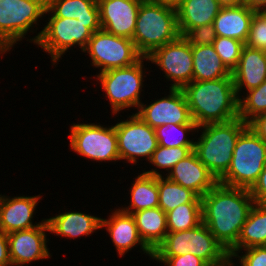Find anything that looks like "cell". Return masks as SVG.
I'll return each mask as SVG.
<instances>
[{
  "label": "cell",
  "mask_w": 266,
  "mask_h": 266,
  "mask_svg": "<svg viewBox=\"0 0 266 266\" xmlns=\"http://www.w3.org/2000/svg\"><path fill=\"white\" fill-rule=\"evenodd\" d=\"M202 222L229 251L239 238L249 211L254 205L250 191L217 183L201 197Z\"/></svg>",
  "instance_id": "6da1fadb"
},
{
  "label": "cell",
  "mask_w": 266,
  "mask_h": 266,
  "mask_svg": "<svg viewBox=\"0 0 266 266\" xmlns=\"http://www.w3.org/2000/svg\"><path fill=\"white\" fill-rule=\"evenodd\" d=\"M192 120L202 126L224 123L239 117V98L233 77L192 81L181 89Z\"/></svg>",
  "instance_id": "7a4b0ae2"
},
{
  "label": "cell",
  "mask_w": 266,
  "mask_h": 266,
  "mask_svg": "<svg viewBox=\"0 0 266 266\" xmlns=\"http://www.w3.org/2000/svg\"><path fill=\"white\" fill-rule=\"evenodd\" d=\"M248 127L241 118L199 126L201 135L195 141L194 151L199 160L219 181L231 165L233 151L240 134ZM199 129V130H198Z\"/></svg>",
  "instance_id": "3957f363"
},
{
  "label": "cell",
  "mask_w": 266,
  "mask_h": 266,
  "mask_svg": "<svg viewBox=\"0 0 266 266\" xmlns=\"http://www.w3.org/2000/svg\"><path fill=\"white\" fill-rule=\"evenodd\" d=\"M180 36L175 6L163 1L141 2L132 40L143 57Z\"/></svg>",
  "instance_id": "277c9868"
},
{
  "label": "cell",
  "mask_w": 266,
  "mask_h": 266,
  "mask_svg": "<svg viewBox=\"0 0 266 266\" xmlns=\"http://www.w3.org/2000/svg\"><path fill=\"white\" fill-rule=\"evenodd\" d=\"M186 253L199 257L208 266H231L229 252L203 222L185 231L168 232L152 257H174Z\"/></svg>",
  "instance_id": "5b68a950"
},
{
  "label": "cell",
  "mask_w": 266,
  "mask_h": 266,
  "mask_svg": "<svg viewBox=\"0 0 266 266\" xmlns=\"http://www.w3.org/2000/svg\"><path fill=\"white\" fill-rule=\"evenodd\" d=\"M50 16L47 25L29 42L41 47L51 57L52 65L59 62L62 55L75 45L81 52L87 47L88 41L95 31L101 29L100 22H81L75 18L55 17L47 8L45 15Z\"/></svg>",
  "instance_id": "8992f818"
},
{
  "label": "cell",
  "mask_w": 266,
  "mask_h": 266,
  "mask_svg": "<svg viewBox=\"0 0 266 266\" xmlns=\"http://www.w3.org/2000/svg\"><path fill=\"white\" fill-rule=\"evenodd\" d=\"M266 164V143L248 126L238 137L232 161L218 183L250 190Z\"/></svg>",
  "instance_id": "52a82bcc"
},
{
  "label": "cell",
  "mask_w": 266,
  "mask_h": 266,
  "mask_svg": "<svg viewBox=\"0 0 266 266\" xmlns=\"http://www.w3.org/2000/svg\"><path fill=\"white\" fill-rule=\"evenodd\" d=\"M147 57H142L134 65L124 68H114L96 74V81L100 82L105 97L110 102L113 115L119 114L126 108L138 109L141 102L142 87H144L145 67L144 61ZM144 74V75H143Z\"/></svg>",
  "instance_id": "ba28073f"
},
{
  "label": "cell",
  "mask_w": 266,
  "mask_h": 266,
  "mask_svg": "<svg viewBox=\"0 0 266 266\" xmlns=\"http://www.w3.org/2000/svg\"><path fill=\"white\" fill-rule=\"evenodd\" d=\"M47 8V0H0V53L6 54L33 32ZM35 25V26H34ZM33 30V31H32Z\"/></svg>",
  "instance_id": "9c48e42d"
},
{
  "label": "cell",
  "mask_w": 266,
  "mask_h": 266,
  "mask_svg": "<svg viewBox=\"0 0 266 266\" xmlns=\"http://www.w3.org/2000/svg\"><path fill=\"white\" fill-rule=\"evenodd\" d=\"M70 148L85 158L99 162L119 161L115 125L75 123L70 126Z\"/></svg>",
  "instance_id": "30bf717a"
},
{
  "label": "cell",
  "mask_w": 266,
  "mask_h": 266,
  "mask_svg": "<svg viewBox=\"0 0 266 266\" xmlns=\"http://www.w3.org/2000/svg\"><path fill=\"white\" fill-rule=\"evenodd\" d=\"M83 52L88 53L92 66L100 68L99 73L134 65L143 57L132 39L116 36L103 29L93 33Z\"/></svg>",
  "instance_id": "8fae6325"
},
{
  "label": "cell",
  "mask_w": 266,
  "mask_h": 266,
  "mask_svg": "<svg viewBox=\"0 0 266 266\" xmlns=\"http://www.w3.org/2000/svg\"><path fill=\"white\" fill-rule=\"evenodd\" d=\"M115 130L120 160L134 165L139 158L149 162L158 147L154 128L133 113L128 119L116 123Z\"/></svg>",
  "instance_id": "7c38bea8"
},
{
  "label": "cell",
  "mask_w": 266,
  "mask_h": 266,
  "mask_svg": "<svg viewBox=\"0 0 266 266\" xmlns=\"http://www.w3.org/2000/svg\"><path fill=\"white\" fill-rule=\"evenodd\" d=\"M146 61L164 71V77L171 82L169 89H182L193 81L192 46L183 36L155 49Z\"/></svg>",
  "instance_id": "4fadbf2b"
},
{
  "label": "cell",
  "mask_w": 266,
  "mask_h": 266,
  "mask_svg": "<svg viewBox=\"0 0 266 266\" xmlns=\"http://www.w3.org/2000/svg\"><path fill=\"white\" fill-rule=\"evenodd\" d=\"M169 94L147 105H139L136 115L156 129L165 124H196L189 111L185 95L181 89H169ZM146 105V106H145Z\"/></svg>",
  "instance_id": "5bb4252c"
},
{
  "label": "cell",
  "mask_w": 266,
  "mask_h": 266,
  "mask_svg": "<svg viewBox=\"0 0 266 266\" xmlns=\"http://www.w3.org/2000/svg\"><path fill=\"white\" fill-rule=\"evenodd\" d=\"M49 232L47 220L40 226L7 234L9 256L12 266H28L31 262L50 258L46 232Z\"/></svg>",
  "instance_id": "9a60e30c"
},
{
  "label": "cell",
  "mask_w": 266,
  "mask_h": 266,
  "mask_svg": "<svg viewBox=\"0 0 266 266\" xmlns=\"http://www.w3.org/2000/svg\"><path fill=\"white\" fill-rule=\"evenodd\" d=\"M141 0H97L101 29L132 39Z\"/></svg>",
  "instance_id": "2e32d148"
},
{
  "label": "cell",
  "mask_w": 266,
  "mask_h": 266,
  "mask_svg": "<svg viewBox=\"0 0 266 266\" xmlns=\"http://www.w3.org/2000/svg\"><path fill=\"white\" fill-rule=\"evenodd\" d=\"M41 197L42 195L9 197L0 194V231L8 234L40 226L44 220L35 224L32 220Z\"/></svg>",
  "instance_id": "e0dca14e"
},
{
  "label": "cell",
  "mask_w": 266,
  "mask_h": 266,
  "mask_svg": "<svg viewBox=\"0 0 266 266\" xmlns=\"http://www.w3.org/2000/svg\"><path fill=\"white\" fill-rule=\"evenodd\" d=\"M104 227L109 233L119 257L140 245V250L152 259L153 251L141 239L132 214L116 208L108 219L101 218V228Z\"/></svg>",
  "instance_id": "ac0fdd59"
},
{
  "label": "cell",
  "mask_w": 266,
  "mask_h": 266,
  "mask_svg": "<svg viewBox=\"0 0 266 266\" xmlns=\"http://www.w3.org/2000/svg\"><path fill=\"white\" fill-rule=\"evenodd\" d=\"M165 175L171 181L195 192L199 197L204 196L218 183L194 150Z\"/></svg>",
  "instance_id": "d6986e66"
},
{
  "label": "cell",
  "mask_w": 266,
  "mask_h": 266,
  "mask_svg": "<svg viewBox=\"0 0 266 266\" xmlns=\"http://www.w3.org/2000/svg\"><path fill=\"white\" fill-rule=\"evenodd\" d=\"M231 74L237 97L240 98L244 89L247 92L266 80V52L244 45L239 63Z\"/></svg>",
  "instance_id": "ffe728a7"
},
{
  "label": "cell",
  "mask_w": 266,
  "mask_h": 266,
  "mask_svg": "<svg viewBox=\"0 0 266 266\" xmlns=\"http://www.w3.org/2000/svg\"><path fill=\"white\" fill-rule=\"evenodd\" d=\"M49 232L56 236L76 239L89 236L101 228V217H96L83 212L69 211L58 213L55 217L47 218Z\"/></svg>",
  "instance_id": "44dd1931"
},
{
  "label": "cell",
  "mask_w": 266,
  "mask_h": 266,
  "mask_svg": "<svg viewBox=\"0 0 266 266\" xmlns=\"http://www.w3.org/2000/svg\"><path fill=\"white\" fill-rule=\"evenodd\" d=\"M254 12L243 4L221 7L213 22L216 35L233 38L245 44Z\"/></svg>",
  "instance_id": "7402d4cb"
},
{
  "label": "cell",
  "mask_w": 266,
  "mask_h": 266,
  "mask_svg": "<svg viewBox=\"0 0 266 266\" xmlns=\"http://www.w3.org/2000/svg\"><path fill=\"white\" fill-rule=\"evenodd\" d=\"M221 7L217 0H183L176 6L180 35L184 37L192 28L212 24Z\"/></svg>",
  "instance_id": "603a6c76"
},
{
  "label": "cell",
  "mask_w": 266,
  "mask_h": 266,
  "mask_svg": "<svg viewBox=\"0 0 266 266\" xmlns=\"http://www.w3.org/2000/svg\"><path fill=\"white\" fill-rule=\"evenodd\" d=\"M266 246V203H254L242 226L237 243L228 251L230 258L245 248Z\"/></svg>",
  "instance_id": "cb8c5ba5"
},
{
  "label": "cell",
  "mask_w": 266,
  "mask_h": 266,
  "mask_svg": "<svg viewBox=\"0 0 266 266\" xmlns=\"http://www.w3.org/2000/svg\"><path fill=\"white\" fill-rule=\"evenodd\" d=\"M193 80L205 81L232 77L213 45L192 46Z\"/></svg>",
  "instance_id": "d4e9b609"
},
{
  "label": "cell",
  "mask_w": 266,
  "mask_h": 266,
  "mask_svg": "<svg viewBox=\"0 0 266 266\" xmlns=\"http://www.w3.org/2000/svg\"><path fill=\"white\" fill-rule=\"evenodd\" d=\"M143 242L154 251L164 240L167 230L166 213L160 208L143 209L132 214Z\"/></svg>",
  "instance_id": "484cf974"
},
{
  "label": "cell",
  "mask_w": 266,
  "mask_h": 266,
  "mask_svg": "<svg viewBox=\"0 0 266 266\" xmlns=\"http://www.w3.org/2000/svg\"><path fill=\"white\" fill-rule=\"evenodd\" d=\"M134 182V183H133ZM130 187V204L128 207H119L123 212H134L159 207L158 177L144 174L135 177Z\"/></svg>",
  "instance_id": "4316f807"
},
{
  "label": "cell",
  "mask_w": 266,
  "mask_h": 266,
  "mask_svg": "<svg viewBox=\"0 0 266 266\" xmlns=\"http://www.w3.org/2000/svg\"><path fill=\"white\" fill-rule=\"evenodd\" d=\"M47 9L55 17L100 22L97 0H47Z\"/></svg>",
  "instance_id": "83f0119b"
},
{
  "label": "cell",
  "mask_w": 266,
  "mask_h": 266,
  "mask_svg": "<svg viewBox=\"0 0 266 266\" xmlns=\"http://www.w3.org/2000/svg\"><path fill=\"white\" fill-rule=\"evenodd\" d=\"M159 207L169 212L178 205L186 203H202L201 197L190 189L184 188L164 176H158Z\"/></svg>",
  "instance_id": "f1b7e54d"
},
{
  "label": "cell",
  "mask_w": 266,
  "mask_h": 266,
  "mask_svg": "<svg viewBox=\"0 0 266 266\" xmlns=\"http://www.w3.org/2000/svg\"><path fill=\"white\" fill-rule=\"evenodd\" d=\"M168 232L185 231L197 227L202 222V203L178 205L166 213Z\"/></svg>",
  "instance_id": "f546056e"
},
{
  "label": "cell",
  "mask_w": 266,
  "mask_h": 266,
  "mask_svg": "<svg viewBox=\"0 0 266 266\" xmlns=\"http://www.w3.org/2000/svg\"><path fill=\"white\" fill-rule=\"evenodd\" d=\"M194 150V146H180V147H163L158 145L157 149L153 152L149 163L156 166L158 169H151L148 171L143 170L144 174L150 176H162L160 169L169 171L176 165L180 160H183Z\"/></svg>",
  "instance_id": "4dcf8cb0"
},
{
  "label": "cell",
  "mask_w": 266,
  "mask_h": 266,
  "mask_svg": "<svg viewBox=\"0 0 266 266\" xmlns=\"http://www.w3.org/2000/svg\"><path fill=\"white\" fill-rule=\"evenodd\" d=\"M196 124H165L155 129L158 145L163 147L194 146L195 141L189 139L187 133L195 132ZM188 137H187V136Z\"/></svg>",
  "instance_id": "1f68e13d"
},
{
  "label": "cell",
  "mask_w": 266,
  "mask_h": 266,
  "mask_svg": "<svg viewBox=\"0 0 266 266\" xmlns=\"http://www.w3.org/2000/svg\"><path fill=\"white\" fill-rule=\"evenodd\" d=\"M266 112V80L256 88L250 89L239 98V118L249 123Z\"/></svg>",
  "instance_id": "d6a6232c"
},
{
  "label": "cell",
  "mask_w": 266,
  "mask_h": 266,
  "mask_svg": "<svg viewBox=\"0 0 266 266\" xmlns=\"http://www.w3.org/2000/svg\"><path fill=\"white\" fill-rule=\"evenodd\" d=\"M222 63L232 72L238 65L244 43L228 37L217 36L212 44Z\"/></svg>",
  "instance_id": "836d02e7"
},
{
  "label": "cell",
  "mask_w": 266,
  "mask_h": 266,
  "mask_svg": "<svg viewBox=\"0 0 266 266\" xmlns=\"http://www.w3.org/2000/svg\"><path fill=\"white\" fill-rule=\"evenodd\" d=\"M245 45L266 52V11L254 12Z\"/></svg>",
  "instance_id": "e575fe53"
},
{
  "label": "cell",
  "mask_w": 266,
  "mask_h": 266,
  "mask_svg": "<svg viewBox=\"0 0 266 266\" xmlns=\"http://www.w3.org/2000/svg\"><path fill=\"white\" fill-rule=\"evenodd\" d=\"M216 37L213 23L192 28L184 36L191 46L211 45L214 43Z\"/></svg>",
  "instance_id": "d590c367"
},
{
  "label": "cell",
  "mask_w": 266,
  "mask_h": 266,
  "mask_svg": "<svg viewBox=\"0 0 266 266\" xmlns=\"http://www.w3.org/2000/svg\"><path fill=\"white\" fill-rule=\"evenodd\" d=\"M245 254H234L231 260L238 258L240 266H266V246H257L243 249Z\"/></svg>",
  "instance_id": "8d00e7d4"
},
{
  "label": "cell",
  "mask_w": 266,
  "mask_h": 266,
  "mask_svg": "<svg viewBox=\"0 0 266 266\" xmlns=\"http://www.w3.org/2000/svg\"><path fill=\"white\" fill-rule=\"evenodd\" d=\"M152 259L167 266H208L202 259L190 253L174 257H152Z\"/></svg>",
  "instance_id": "74e56055"
},
{
  "label": "cell",
  "mask_w": 266,
  "mask_h": 266,
  "mask_svg": "<svg viewBox=\"0 0 266 266\" xmlns=\"http://www.w3.org/2000/svg\"><path fill=\"white\" fill-rule=\"evenodd\" d=\"M249 191L255 203H266V164Z\"/></svg>",
  "instance_id": "f35d334b"
},
{
  "label": "cell",
  "mask_w": 266,
  "mask_h": 266,
  "mask_svg": "<svg viewBox=\"0 0 266 266\" xmlns=\"http://www.w3.org/2000/svg\"><path fill=\"white\" fill-rule=\"evenodd\" d=\"M248 126L266 143V112L251 120Z\"/></svg>",
  "instance_id": "ab89813d"
},
{
  "label": "cell",
  "mask_w": 266,
  "mask_h": 266,
  "mask_svg": "<svg viewBox=\"0 0 266 266\" xmlns=\"http://www.w3.org/2000/svg\"><path fill=\"white\" fill-rule=\"evenodd\" d=\"M0 266H12L7 234L0 231Z\"/></svg>",
  "instance_id": "60d3db41"
},
{
  "label": "cell",
  "mask_w": 266,
  "mask_h": 266,
  "mask_svg": "<svg viewBox=\"0 0 266 266\" xmlns=\"http://www.w3.org/2000/svg\"><path fill=\"white\" fill-rule=\"evenodd\" d=\"M243 5L255 12L266 11V0H243Z\"/></svg>",
  "instance_id": "b9f144b4"
},
{
  "label": "cell",
  "mask_w": 266,
  "mask_h": 266,
  "mask_svg": "<svg viewBox=\"0 0 266 266\" xmlns=\"http://www.w3.org/2000/svg\"><path fill=\"white\" fill-rule=\"evenodd\" d=\"M222 7L239 6L243 4V0H217Z\"/></svg>",
  "instance_id": "7bdbcfd3"
},
{
  "label": "cell",
  "mask_w": 266,
  "mask_h": 266,
  "mask_svg": "<svg viewBox=\"0 0 266 266\" xmlns=\"http://www.w3.org/2000/svg\"><path fill=\"white\" fill-rule=\"evenodd\" d=\"M164 3L168 4V5H172V6H177L178 4H180L183 0H161Z\"/></svg>",
  "instance_id": "ee69618b"
},
{
  "label": "cell",
  "mask_w": 266,
  "mask_h": 266,
  "mask_svg": "<svg viewBox=\"0 0 266 266\" xmlns=\"http://www.w3.org/2000/svg\"><path fill=\"white\" fill-rule=\"evenodd\" d=\"M142 2H147V1H161V0H141Z\"/></svg>",
  "instance_id": "f6af8a7d"
},
{
  "label": "cell",
  "mask_w": 266,
  "mask_h": 266,
  "mask_svg": "<svg viewBox=\"0 0 266 266\" xmlns=\"http://www.w3.org/2000/svg\"><path fill=\"white\" fill-rule=\"evenodd\" d=\"M236 265V263H234V261L233 260H231V266H235Z\"/></svg>",
  "instance_id": "bcb514c9"
}]
</instances>
